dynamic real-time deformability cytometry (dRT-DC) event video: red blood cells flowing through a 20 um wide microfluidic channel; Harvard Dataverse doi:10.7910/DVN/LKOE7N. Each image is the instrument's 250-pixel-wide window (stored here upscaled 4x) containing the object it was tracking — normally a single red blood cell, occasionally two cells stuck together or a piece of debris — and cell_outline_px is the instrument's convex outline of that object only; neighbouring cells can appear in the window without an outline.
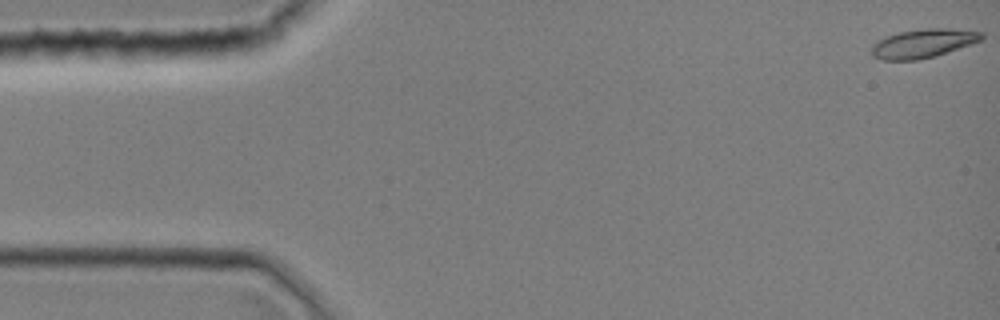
{"species": "common noctule bat (a hibernating species)", "species_latin": "Nyctalus noctula", "temperature_condition": "room temperature", "stored_images_in_passage": 44, "camera_frame_rate_fps": 3000, "um_per_image_px": 0.085, "animal": {"sex": "female", "body_mass_g": 19.0, "forearm_length_mm": 51.5}, "frame": {"image": 1, "passage_image": 1, "time_ms": 0.0, "image_size_px": [1000, 320], "cell_outline_px": [[984, 36], [980, 40], [972, 44], [936, 56], [916, 60], [884, 60], [872, 56], [868, 48], [872, 44], [888, 36], [900, 32], [928, 28], [948, 28], [984, 32]], "centroid_in_image_um": [78.46, 3.7], "position_along_channel_um": 6.5, "area_um2": 18.5}}
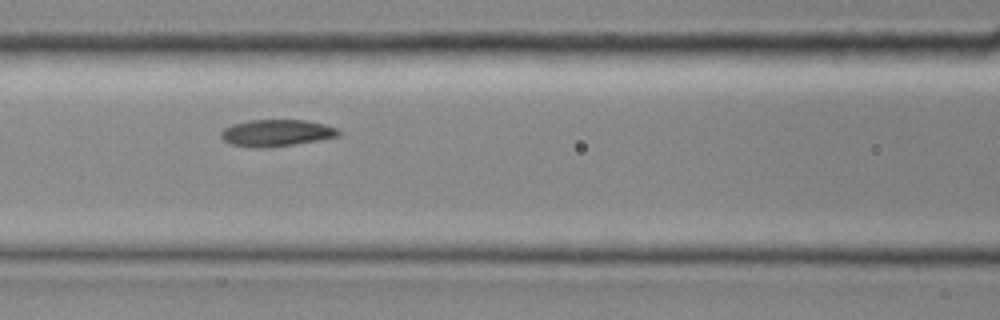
{"frame": {"image": 2, "passage_image": 19, "time_ms": 6.0, "image_size_px": [1000, 320], "cell_outline_px": [[340, 136], [320, 140], [272, 148], [252, 148], [228, 144], [220, 136], [220, 132], [224, 128], [232, 124], [248, 120], [304, 120], [324, 124], [336, 128], [340, 132]], "centroid_in_image_um": [23.46, 11.32], "position_along_channel_um": 143.1, "area_um2": 18.67}}
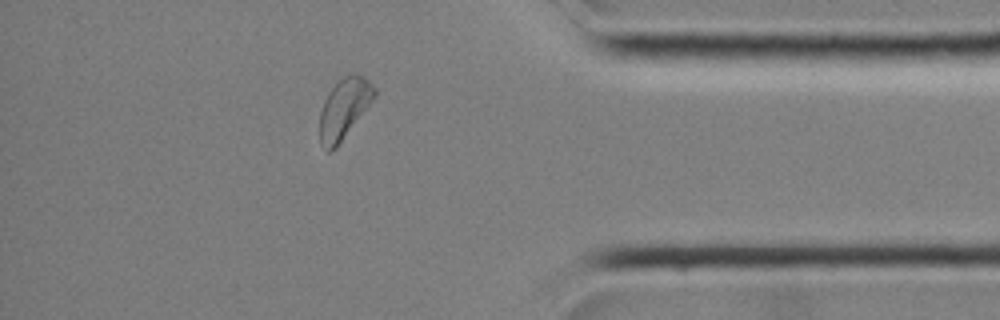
{"frame": {"image": 3, "passage_image": 38, "time_ms": 12.333, "image_size_px": [1000, 320], "cell_outline_px": [[376, 96], [336, 148], [328, 152], [320, 144], [320, 112], [324, 100], [328, 92], [344, 76], [352, 72], [356, 72], [368, 80], [376, 88]], "centroid_in_image_um": [29.25, 9.21], "position_along_channel_um": 405.9, "area_um2": 19.13}}